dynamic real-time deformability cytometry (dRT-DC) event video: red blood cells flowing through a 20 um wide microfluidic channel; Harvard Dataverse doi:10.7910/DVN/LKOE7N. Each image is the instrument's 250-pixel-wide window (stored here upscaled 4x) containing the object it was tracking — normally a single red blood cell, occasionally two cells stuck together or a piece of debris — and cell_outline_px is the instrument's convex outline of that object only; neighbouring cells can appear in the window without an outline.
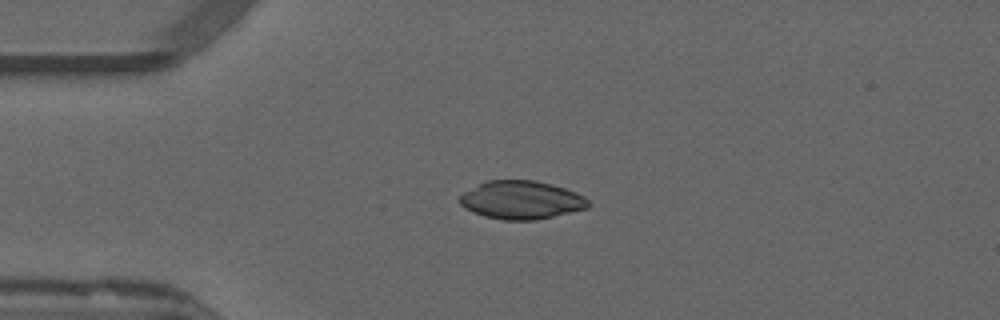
{"species": "common noctule bat (a hibernating species)", "species_latin": "Nyctalus noctula", "temperature_condition": "warm", "stored_images_in_passage": 38, "camera_frame_rate_fps": 3000, "um_per_image_px": 0.085, "animal": {"sex": "male", "forearm_length_mm": 52.5}, "frame": {"image": 1, "passage_image": 6, "time_ms": 1.667, "image_size_px": [1000, 320], "cell_outline_px": [[592, 204], [588, 208], [536, 220], [504, 220], [484, 216], [464, 208], [460, 204], [460, 196], [464, 192], [488, 180], [536, 180], [552, 184], [576, 192], [584, 196]], "centroid_in_image_um": [44.35, 17.0], "position_along_channel_um": 40.7, "area_um2": 28.61}}
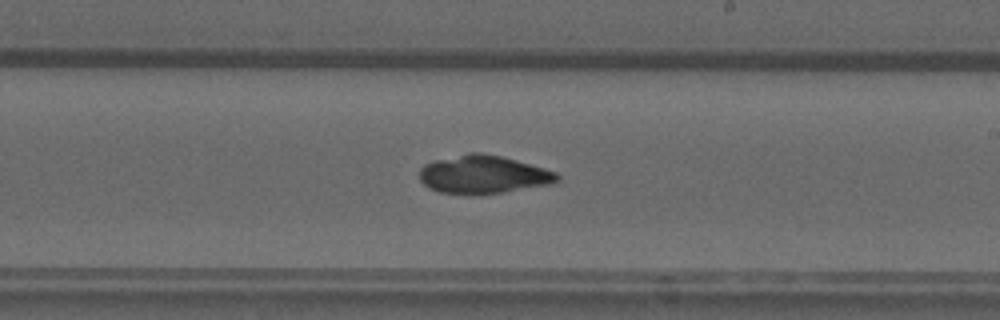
{"frame": {"image": 2, "passage_image": 24, "time_ms": 7.667, "image_size_px": [1000, 320], "cell_outline_px": [[560, 180], [552, 184], [500, 192], [468, 196], [440, 192], [428, 188], [420, 180], [420, 168], [424, 164], [432, 160], [468, 152], [480, 152], [500, 156], [516, 160], [544, 168], [556, 172], [560, 176]], "centroid_in_image_um": [41.04, 14.84], "position_along_channel_um": 248.0, "area_um2": 30.98}}
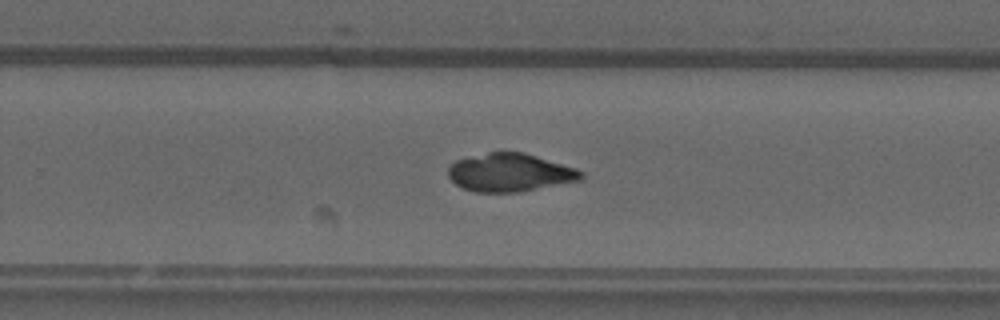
{"frame": {"image": 3, "passage_image": 27, "time_ms": 8.667, "image_size_px": [1000, 320], "cell_outline_px": [[584, 180], [520, 192], [476, 192], [464, 188], [456, 184], [448, 176], [448, 168], [456, 160], [488, 152], [524, 152], [576, 168], [584, 172]], "centroid_in_image_um": [43.4, 14.67], "position_along_channel_um": 286.4, "area_um2": 29.65}}